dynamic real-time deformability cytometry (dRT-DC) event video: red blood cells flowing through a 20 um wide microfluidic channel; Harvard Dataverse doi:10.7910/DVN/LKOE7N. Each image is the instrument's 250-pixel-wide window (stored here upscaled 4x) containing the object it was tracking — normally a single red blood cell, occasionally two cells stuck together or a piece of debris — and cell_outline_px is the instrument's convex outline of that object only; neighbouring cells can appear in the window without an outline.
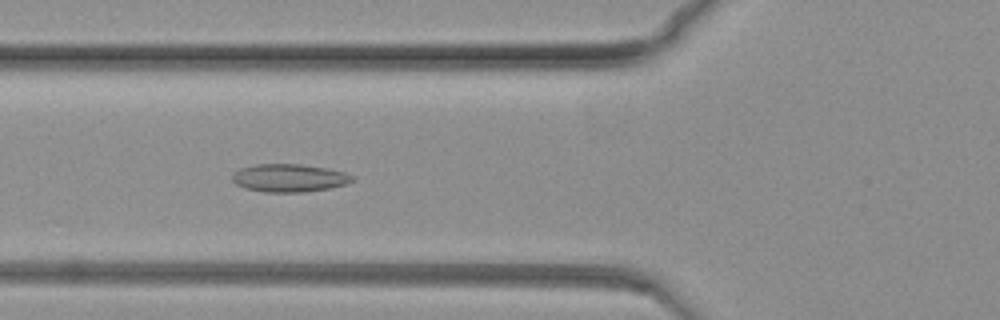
{"species": "common noctule bat (a hibernating species)", "species_latin": "Nyctalus noctula", "temperature_condition": "warm", "stored_images_in_passage": 43, "camera_frame_rate_fps": 3000, "um_per_image_px": 0.085, "animal": {"sex": "female", "body_mass_g": 19.3, "forearm_length_mm": 54.1}, "frame": {"image": 1, "passage_image": 30, "time_ms": 9.667, "image_size_px": [1000, 320], "cell_outline_px": [[356, 180], [344, 184], [328, 188], [304, 192], [264, 192], [244, 188], [236, 184], [232, 180], [232, 172], [240, 168], [256, 164], [300, 164], [324, 168], [344, 172], [356, 176]], "centroid_in_image_um": [24.56, 15.12], "position_along_channel_um": 101.2, "area_um2": 19.59}}
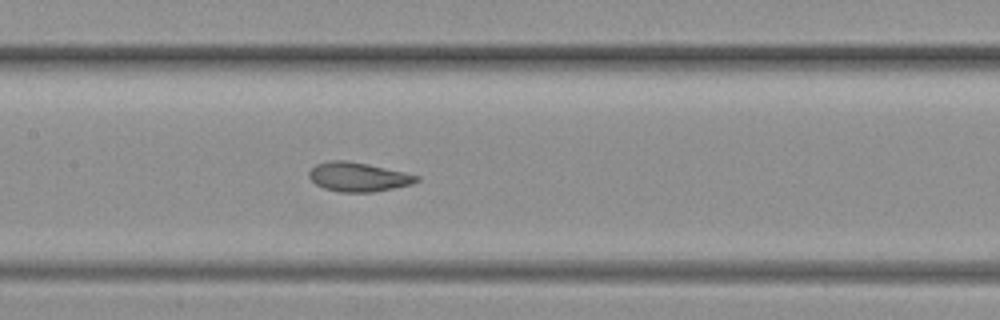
{"frame": {"image": 2, "passage_image": 39, "time_ms": 12.667, "image_size_px": [1000, 320], "cell_outline_px": [[420, 180], [412, 184], [372, 192], [340, 192], [324, 188], [316, 184], [308, 176], [308, 172], [316, 164], [328, 160], [344, 160], [368, 164], [404, 172], [420, 176]], "centroid_in_image_um": [30.44, 15.03], "position_along_channel_um": 177.0, "area_um2": 18.21}}
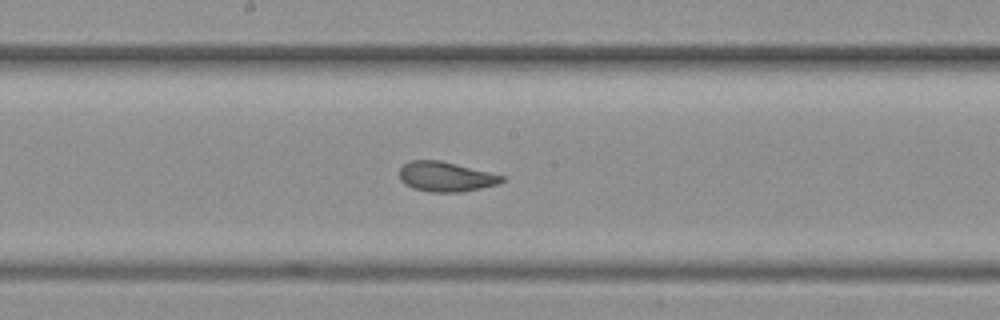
{"frame": {"image": 3, "passage_image": 43, "time_ms": 14.0, "image_size_px": [1000, 320], "cell_outline_px": [[504, 180], [496, 184], [480, 188], [460, 192], [428, 192], [412, 188], [404, 184], [400, 180], [400, 168], [404, 164], [412, 160], [440, 160], [504, 176]], "centroid_in_image_um": [37.84, 15.02], "position_along_channel_um": 210.4, "area_um2": 17.63}}